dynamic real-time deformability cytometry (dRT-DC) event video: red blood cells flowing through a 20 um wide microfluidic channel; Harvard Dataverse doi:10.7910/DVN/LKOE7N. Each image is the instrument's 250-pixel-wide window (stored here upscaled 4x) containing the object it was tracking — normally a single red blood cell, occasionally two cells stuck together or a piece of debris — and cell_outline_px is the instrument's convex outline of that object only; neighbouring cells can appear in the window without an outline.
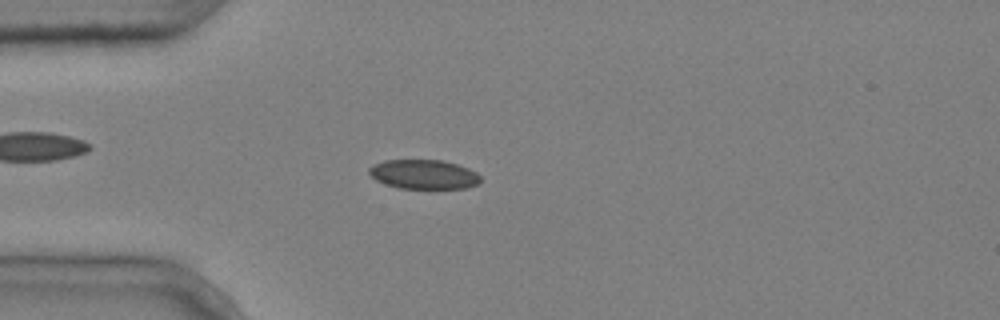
{"species": "common noctule bat (a hibernating species)", "species_latin": "Nyctalus noctula", "temperature_condition": "cold", "stored_images_in_passage": 6, "camera_frame_rate_fps": 3000, "um_per_image_px": 0.085, "animal": {"sex": "male", "body_mass_g": 20.4}, "frame": {"image": 1, "passage_image": 5, "time_ms": 1.333, "image_size_px": [1000, 320], "cell_outline_px": [[480, 180], [476, 184], [464, 188], [400, 188], [384, 184], [376, 180], [368, 172], [368, 168], [372, 164], [384, 160], [444, 160], [468, 168], [476, 172], [480, 176]], "centroid_in_image_um": [35.97, 14.81], "position_along_channel_um": 49.0, "area_um2": 19.02}}